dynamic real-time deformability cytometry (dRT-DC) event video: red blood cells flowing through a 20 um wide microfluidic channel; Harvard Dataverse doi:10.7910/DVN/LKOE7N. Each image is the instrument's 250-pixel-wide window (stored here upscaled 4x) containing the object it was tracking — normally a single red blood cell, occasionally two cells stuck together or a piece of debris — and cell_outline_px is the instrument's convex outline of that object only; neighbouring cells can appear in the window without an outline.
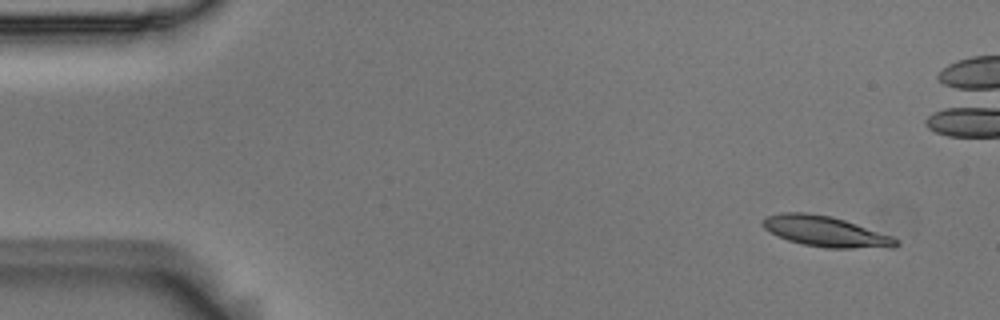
{"species": "Egyptian fruit bat (a non-hibernating species)", "species_latin": "Rousettus aegyptiacus", "temperature_condition": "room temperature", "stored_images_in_passage": 6, "camera_frame_rate_fps": 3000, "um_per_image_px": 0.085, "animal": {"sex": "male"}, "frame": {"image": 1, "passage_image": 1, "time_ms": 0.0, "image_size_px": [1000, 320], "cell_outline_px": [[900, 244], [892, 248], [828, 248], [804, 244], [788, 240], [764, 228], [764, 216], [780, 212], [808, 212], [832, 216], [892, 236], [900, 240]], "centroid_in_image_um": [70.22, 19.67], "position_along_channel_um": 14.8, "area_um2": 23.64}}